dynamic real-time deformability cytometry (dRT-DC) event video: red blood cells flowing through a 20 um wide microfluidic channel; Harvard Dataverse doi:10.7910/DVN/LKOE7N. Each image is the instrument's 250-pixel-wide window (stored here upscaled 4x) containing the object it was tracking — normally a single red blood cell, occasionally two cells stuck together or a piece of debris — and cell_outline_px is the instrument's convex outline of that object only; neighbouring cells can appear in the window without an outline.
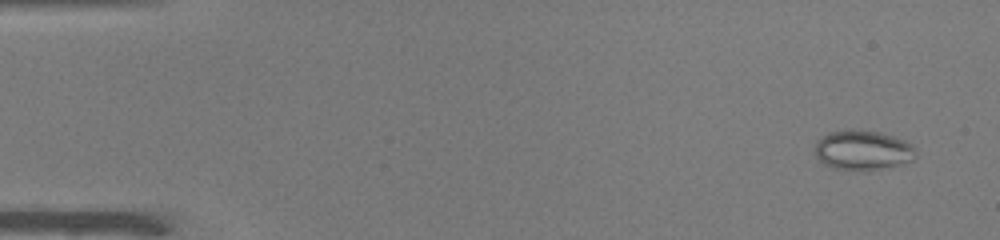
{"species": "common noctule bat (a hibernating species)", "species_latin": "Nyctalus noctula", "temperature_condition": "warm", "stored_images_in_passage": 49, "camera_frame_rate_fps": 3000, "um_per_image_px": 0.085, "animal": {"sex": "male", "body_mass_g": 19.0, "forearm_length_mm": 50.8}, "frame": {"image": 1, "passage_image": 1, "time_ms": 0.0, "image_size_px": [1000, 240], "cell_outline_px": [[916, 160], [860, 172], [832, 168], [824, 164], [816, 156], [816, 140], [828, 132], [848, 128], [852, 128], [880, 132], [904, 140], [916, 152]], "centroid_in_image_um": [73.28, 12.75], "position_along_channel_um": 11.7, "area_um2": 23.58}}
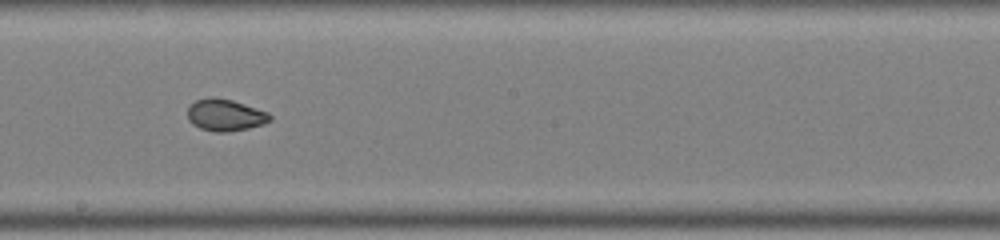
{"frame": {"image": 2, "passage_image": 27, "time_ms": 8.667, "image_size_px": [1000, 240], "cell_outline_px": [[272, 120], [264, 124], [248, 128], [228, 132], [216, 132], [200, 128], [192, 124], [188, 120], [188, 108], [196, 100], [212, 96], [232, 100], [268, 112], [272, 116]], "centroid_in_image_um": [19.16, 9.78], "position_along_channel_um": 229.0, "area_um2": 15.32}}
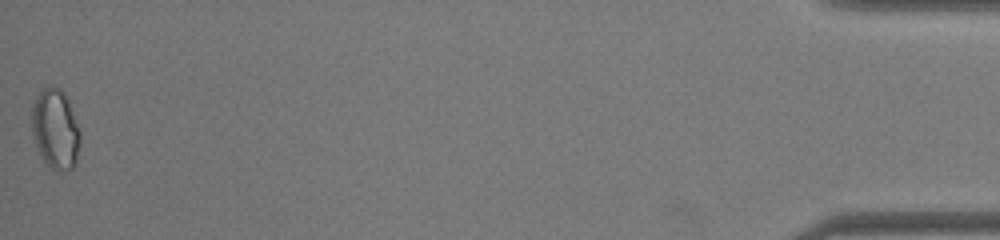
{"frame": {"image": 3, "passage_image": 49, "time_ms": 16.0, "image_size_px": [1000, 240], "cell_outline_px": [[80, 140], [76, 164], [72, 168], [52, 168], [44, 160], [36, 144], [32, 132], [32, 108], [36, 96], [44, 88], [52, 84], [60, 88], [64, 92], [68, 100], [80, 132]], "centroid_in_image_um": [4.71, 10.91], "position_along_channel_um": 430.5, "area_um2": 22.08}}